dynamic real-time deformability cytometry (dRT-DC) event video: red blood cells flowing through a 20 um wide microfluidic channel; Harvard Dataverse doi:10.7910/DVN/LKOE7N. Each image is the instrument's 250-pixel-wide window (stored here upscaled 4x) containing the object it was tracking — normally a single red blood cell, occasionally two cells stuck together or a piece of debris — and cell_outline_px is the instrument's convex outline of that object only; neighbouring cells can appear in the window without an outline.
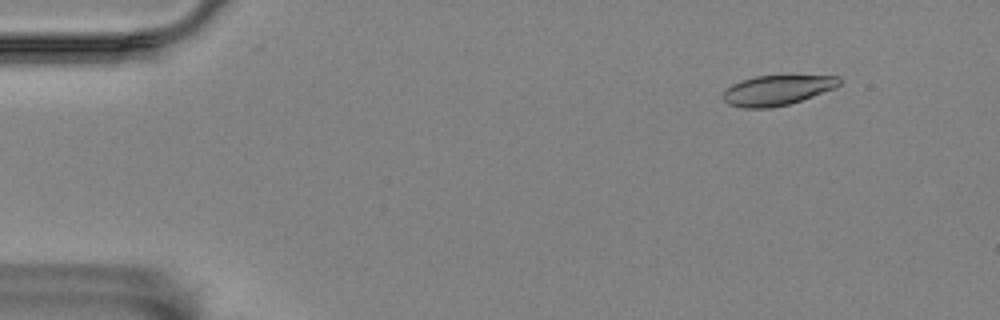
{"species": "Egyptian fruit bat (a non-hibernating species)", "species_latin": "Rousettus aegyptiacus", "temperature_condition": "room temperature", "stored_images_in_passage": 6, "camera_frame_rate_fps": 3000, "um_per_image_px": 0.085, "animal": {"sex": "female"}, "frame": {"image": 1, "passage_image": 2, "time_ms": 1.333, "image_size_px": [1000, 320], "cell_outline_px": [[840, 84], [836, 88], [788, 104], [768, 108], [744, 108], [728, 104], [720, 96], [732, 84], [740, 80], [756, 76], [780, 72], [792, 72], [840, 76]], "centroid_in_image_um": [66.11, 7.58], "position_along_channel_um": 18.9, "area_um2": 21.56}}
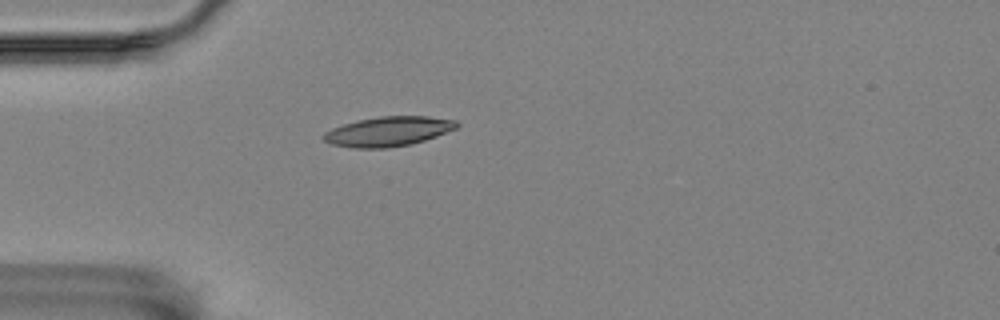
{"frame": {"image": 2, "passage_image": 5, "time_ms": 4.667, "image_size_px": [1000, 320], "cell_outline_px": [[460, 124], [456, 128], [436, 136], [424, 140], [408, 144], [384, 148], [356, 148], [332, 144], [324, 140], [320, 136], [324, 132], [332, 128], [344, 124], [360, 120], [380, 116], [428, 116], [456, 120]], "centroid_in_image_um": [32.99, 11.16], "position_along_channel_um": 52.0, "area_um2": 22.77}}